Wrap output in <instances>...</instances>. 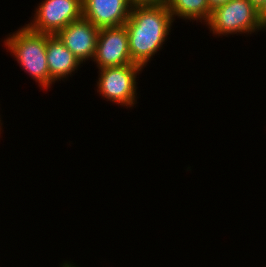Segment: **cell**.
I'll list each match as a JSON object with an SVG mask.
<instances>
[{"instance_id":"obj_6","label":"cell","mask_w":266,"mask_h":267,"mask_svg":"<svg viewBox=\"0 0 266 267\" xmlns=\"http://www.w3.org/2000/svg\"><path fill=\"white\" fill-rule=\"evenodd\" d=\"M93 61L98 69L133 63L125 25L99 30Z\"/></svg>"},{"instance_id":"obj_14","label":"cell","mask_w":266,"mask_h":267,"mask_svg":"<svg viewBox=\"0 0 266 267\" xmlns=\"http://www.w3.org/2000/svg\"><path fill=\"white\" fill-rule=\"evenodd\" d=\"M248 1L253 5V7L257 11H259L265 3V0H248Z\"/></svg>"},{"instance_id":"obj_16","label":"cell","mask_w":266,"mask_h":267,"mask_svg":"<svg viewBox=\"0 0 266 267\" xmlns=\"http://www.w3.org/2000/svg\"><path fill=\"white\" fill-rule=\"evenodd\" d=\"M0 119H1V118H0ZM0 125H2L1 120H0ZM1 129H2V128H1V126H0V132H1ZM0 134H1V133H0Z\"/></svg>"},{"instance_id":"obj_3","label":"cell","mask_w":266,"mask_h":267,"mask_svg":"<svg viewBox=\"0 0 266 267\" xmlns=\"http://www.w3.org/2000/svg\"><path fill=\"white\" fill-rule=\"evenodd\" d=\"M214 35L252 34L262 30L258 11L248 0H230L215 7L206 23Z\"/></svg>"},{"instance_id":"obj_4","label":"cell","mask_w":266,"mask_h":267,"mask_svg":"<svg viewBox=\"0 0 266 267\" xmlns=\"http://www.w3.org/2000/svg\"><path fill=\"white\" fill-rule=\"evenodd\" d=\"M143 69L135 63L99 69L97 92L110 102L131 108L137 103L136 78Z\"/></svg>"},{"instance_id":"obj_12","label":"cell","mask_w":266,"mask_h":267,"mask_svg":"<svg viewBox=\"0 0 266 267\" xmlns=\"http://www.w3.org/2000/svg\"><path fill=\"white\" fill-rule=\"evenodd\" d=\"M258 19L261 26L266 30V0L262 8L258 11Z\"/></svg>"},{"instance_id":"obj_9","label":"cell","mask_w":266,"mask_h":267,"mask_svg":"<svg viewBox=\"0 0 266 267\" xmlns=\"http://www.w3.org/2000/svg\"><path fill=\"white\" fill-rule=\"evenodd\" d=\"M46 58L50 77L54 81L71 76L81 65L57 35L46 34Z\"/></svg>"},{"instance_id":"obj_5","label":"cell","mask_w":266,"mask_h":267,"mask_svg":"<svg viewBox=\"0 0 266 267\" xmlns=\"http://www.w3.org/2000/svg\"><path fill=\"white\" fill-rule=\"evenodd\" d=\"M26 26L38 33L56 35L69 23L83 17L82 0H43Z\"/></svg>"},{"instance_id":"obj_10","label":"cell","mask_w":266,"mask_h":267,"mask_svg":"<svg viewBox=\"0 0 266 267\" xmlns=\"http://www.w3.org/2000/svg\"><path fill=\"white\" fill-rule=\"evenodd\" d=\"M167 8L171 13L173 21L175 16L184 20H196L205 24L210 19L212 10L209 7L208 0H168Z\"/></svg>"},{"instance_id":"obj_1","label":"cell","mask_w":266,"mask_h":267,"mask_svg":"<svg viewBox=\"0 0 266 267\" xmlns=\"http://www.w3.org/2000/svg\"><path fill=\"white\" fill-rule=\"evenodd\" d=\"M172 23L167 5L131 8L129 19L124 25L133 63L142 68L148 64L163 47Z\"/></svg>"},{"instance_id":"obj_8","label":"cell","mask_w":266,"mask_h":267,"mask_svg":"<svg viewBox=\"0 0 266 267\" xmlns=\"http://www.w3.org/2000/svg\"><path fill=\"white\" fill-rule=\"evenodd\" d=\"M83 18L97 28L123 26L129 19V0H82Z\"/></svg>"},{"instance_id":"obj_7","label":"cell","mask_w":266,"mask_h":267,"mask_svg":"<svg viewBox=\"0 0 266 267\" xmlns=\"http://www.w3.org/2000/svg\"><path fill=\"white\" fill-rule=\"evenodd\" d=\"M99 28L81 18L69 23L56 35L82 64L94 58Z\"/></svg>"},{"instance_id":"obj_11","label":"cell","mask_w":266,"mask_h":267,"mask_svg":"<svg viewBox=\"0 0 266 267\" xmlns=\"http://www.w3.org/2000/svg\"><path fill=\"white\" fill-rule=\"evenodd\" d=\"M168 0H129L131 8L167 5Z\"/></svg>"},{"instance_id":"obj_2","label":"cell","mask_w":266,"mask_h":267,"mask_svg":"<svg viewBox=\"0 0 266 267\" xmlns=\"http://www.w3.org/2000/svg\"><path fill=\"white\" fill-rule=\"evenodd\" d=\"M16 32V33H15ZM4 40L5 46L20 67L44 89L55 81L50 77L46 58V34L30 30L26 25Z\"/></svg>"},{"instance_id":"obj_15","label":"cell","mask_w":266,"mask_h":267,"mask_svg":"<svg viewBox=\"0 0 266 267\" xmlns=\"http://www.w3.org/2000/svg\"><path fill=\"white\" fill-rule=\"evenodd\" d=\"M74 264H71L69 262L67 263H63L62 267H76V266H73Z\"/></svg>"},{"instance_id":"obj_13","label":"cell","mask_w":266,"mask_h":267,"mask_svg":"<svg viewBox=\"0 0 266 267\" xmlns=\"http://www.w3.org/2000/svg\"><path fill=\"white\" fill-rule=\"evenodd\" d=\"M230 0H208L209 7L211 10H213L215 7H218L220 5H223L227 3Z\"/></svg>"}]
</instances>
